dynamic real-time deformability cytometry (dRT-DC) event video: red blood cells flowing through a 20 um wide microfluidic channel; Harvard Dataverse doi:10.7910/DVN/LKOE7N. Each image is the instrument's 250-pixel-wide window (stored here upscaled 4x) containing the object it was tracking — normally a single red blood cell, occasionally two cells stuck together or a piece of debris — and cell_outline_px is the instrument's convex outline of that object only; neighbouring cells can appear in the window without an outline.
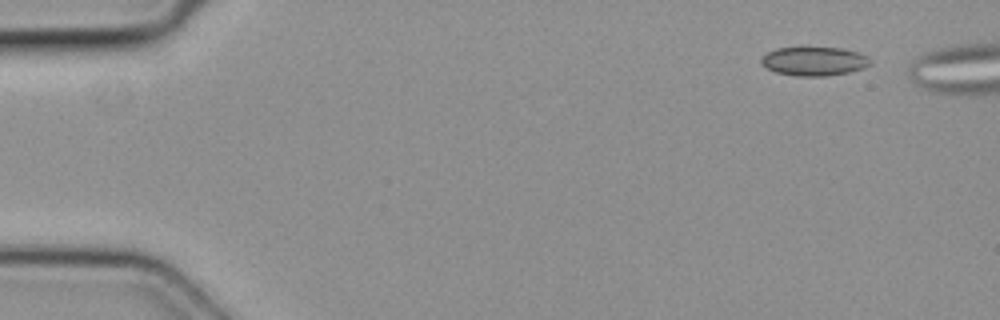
{"species": "common noctule bat (a hibernating species)", "species_latin": "Nyctalus noctula", "temperature_condition": "cold", "stored_images_in_passage": 5, "camera_frame_rate_fps": 3000, "um_per_image_px": 0.085, "animal": {"sex": "female", "body_mass_g": 19.3, "forearm_length_mm": 54.1}, "frame": {"image": 1, "passage_image": 1, "time_ms": 0.0, "image_size_px": [1000, 320], "cell_outline_px": [[872, 64], [864, 68], [848, 72], [828, 76], [796, 76], [776, 72], [760, 64], [760, 60], [768, 52], [776, 48], [844, 48], [860, 52], [868, 56], [872, 60]], "centroid_in_image_um": [69.26, 5.21], "position_along_channel_um": 15.7, "area_um2": 18.44}}